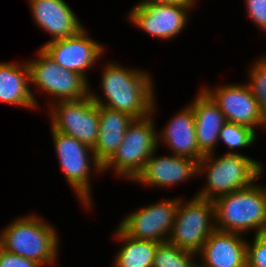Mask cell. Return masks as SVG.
Instances as JSON below:
<instances>
[{
  "label": "cell",
  "mask_w": 266,
  "mask_h": 267,
  "mask_svg": "<svg viewBox=\"0 0 266 267\" xmlns=\"http://www.w3.org/2000/svg\"><path fill=\"white\" fill-rule=\"evenodd\" d=\"M101 86L105 98L94 94L92 100L101 106L123 111L135 119H142L154 114L156 108L153 79L148 72L129 69L120 64L109 62L102 73Z\"/></svg>",
  "instance_id": "1"
},
{
  "label": "cell",
  "mask_w": 266,
  "mask_h": 267,
  "mask_svg": "<svg viewBox=\"0 0 266 267\" xmlns=\"http://www.w3.org/2000/svg\"><path fill=\"white\" fill-rule=\"evenodd\" d=\"M213 157V153L207 154L198 162V174L207 172V184L197 193V197L215 200L222 195L248 188L263 173L261 162L241 153H226L217 159Z\"/></svg>",
  "instance_id": "2"
},
{
  "label": "cell",
  "mask_w": 266,
  "mask_h": 267,
  "mask_svg": "<svg viewBox=\"0 0 266 267\" xmlns=\"http://www.w3.org/2000/svg\"><path fill=\"white\" fill-rule=\"evenodd\" d=\"M216 230L255 234L266 232V191L252 184L248 188L225 194L213 200Z\"/></svg>",
  "instance_id": "3"
},
{
  "label": "cell",
  "mask_w": 266,
  "mask_h": 267,
  "mask_svg": "<svg viewBox=\"0 0 266 267\" xmlns=\"http://www.w3.org/2000/svg\"><path fill=\"white\" fill-rule=\"evenodd\" d=\"M54 228L38 215L16 218L0 232V247L35 261L42 267L55 264L59 237Z\"/></svg>",
  "instance_id": "4"
},
{
  "label": "cell",
  "mask_w": 266,
  "mask_h": 267,
  "mask_svg": "<svg viewBox=\"0 0 266 267\" xmlns=\"http://www.w3.org/2000/svg\"><path fill=\"white\" fill-rule=\"evenodd\" d=\"M152 114L134 119L115 153L102 165L103 172L111 167L118 177L134 180L145 163L157 151L158 135Z\"/></svg>",
  "instance_id": "5"
},
{
  "label": "cell",
  "mask_w": 266,
  "mask_h": 267,
  "mask_svg": "<svg viewBox=\"0 0 266 267\" xmlns=\"http://www.w3.org/2000/svg\"><path fill=\"white\" fill-rule=\"evenodd\" d=\"M51 131L56 155L68 185L77 193V197L85 208H89L93 200L90 191V167L93 165L96 172L103 173L102 164L96 159L93 149L88 145L79 142L73 136L53 129Z\"/></svg>",
  "instance_id": "6"
},
{
  "label": "cell",
  "mask_w": 266,
  "mask_h": 267,
  "mask_svg": "<svg viewBox=\"0 0 266 267\" xmlns=\"http://www.w3.org/2000/svg\"><path fill=\"white\" fill-rule=\"evenodd\" d=\"M180 199L168 242L195 254L202 249L208 236L216 229L213 200L194 196L190 201ZM212 219V220H211Z\"/></svg>",
  "instance_id": "7"
},
{
  "label": "cell",
  "mask_w": 266,
  "mask_h": 267,
  "mask_svg": "<svg viewBox=\"0 0 266 267\" xmlns=\"http://www.w3.org/2000/svg\"><path fill=\"white\" fill-rule=\"evenodd\" d=\"M37 52L36 59L27 61L30 84L57 98L54 102L82 99L90 94L89 83L82 75L59 66L41 48Z\"/></svg>",
  "instance_id": "8"
},
{
  "label": "cell",
  "mask_w": 266,
  "mask_h": 267,
  "mask_svg": "<svg viewBox=\"0 0 266 267\" xmlns=\"http://www.w3.org/2000/svg\"><path fill=\"white\" fill-rule=\"evenodd\" d=\"M49 105L51 129L73 136L91 148L95 146L99 132V113L98 104L90 94L82 99L61 100Z\"/></svg>",
  "instance_id": "9"
},
{
  "label": "cell",
  "mask_w": 266,
  "mask_h": 267,
  "mask_svg": "<svg viewBox=\"0 0 266 267\" xmlns=\"http://www.w3.org/2000/svg\"><path fill=\"white\" fill-rule=\"evenodd\" d=\"M180 198L167 199L141 208L126 216L119 228L138 240L167 242L176 217Z\"/></svg>",
  "instance_id": "10"
},
{
  "label": "cell",
  "mask_w": 266,
  "mask_h": 267,
  "mask_svg": "<svg viewBox=\"0 0 266 267\" xmlns=\"http://www.w3.org/2000/svg\"><path fill=\"white\" fill-rule=\"evenodd\" d=\"M192 3H159L134 6L128 13L134 26L163 40L177 36L187 25Z\"/></svg>",
  "instance_id": "11"
},
{
  "label": "cell",
  "mask_w": 266,
  "mask_h": 267,
  "mask_svg": "<svg viewBox=\"0 0 266 267\" xmlns=\"http://www.w3.org/2000/svg\"><path fill=\"white\" fill-rule=\"evenodd\" d=\"M41 49L59 66L77 72L87 81L86 72L104 53V46L91 39L85 28L68 38L46 42Z\"/></svg>",
  "instance_id": "12"
},
{
  "label": "cell",
  "mask_w": 266,
  "mask_h": 267,
  "mask_svg": "<svg viewBox=\"0 0 266 267\" xmlns=\"http://www.w3.org/2000/svg\"><path fill=\"white\" fill-rule=\"evenodd\" d=\"M203 90L218 105L226 121L242 124L254 130L257 126H266V117L262 114L248 84L221 85L213 90L203 87Z\"/></svg>",
  "instance_id": "13"
},
{
  "label": "cell",
  "mask_w": 266,
  "mask_h": 267,
  "mask_svg": "<svg viewBox=\"0 0 266 267\" xmlns=\"http://www.w3.org/2000/svg\"><path fill=\"white\" fill-rule=\"evenodd\" d=\"M153 152L133 180L148 186L169 187L198 175V162L184 156H156Z\"/></svg>",
  "instance_id": "14"
},
{
  "label": "cell",
  "mask_w": 266,
  "mask_h": 267,
  "mask_svg": "<svg viewBox=\"0 0 266 267\" xmlns=\"http://www.w3.org/2000/svg\"><path fill=\"white\" fill-rule=\"evenodd\" d=\"M34 24L53 38L50 41L68 38L84 26L64 0H29Z\"/></svg>",
  "instance_id": "15"
},
{
  "label": "cell",
  "mask_w": 266,
  "mask_h": 267,
  "mask_svg": "<svg viewBox=\"0 0 266 267\" xmlns=\"http://www.w3.org/2000/svg\"><path fill=\"white\" fill-rule=\"evenodd\" d=\"M200 267H247V240L242 234L214 230L198 252Z\"/></svg>",
  "instance_id": "16"
},
{
  "label": "cell",
  "mask_w": 266,
  "mask_h": 267,
  "mask_svg": "<svg viewBox=\"0 0 266 267\" xmlns=\"http://www.w3.org/2000/svg\"><path fill=\"white\" fill-rule=\"evenodd\" d=\"M195 114L196 141L199 150L204 154L215 153L222 127L226 118L218 105L202 89L190 104Z\"/></svg>",
  "instance_id": "17"
},
{
  "label": "cell",
  "mask_w": 266,
  "mask_h": 267,
  "mask_svg": "<svg viewBox=\"0 0 266 267\" xmlns=\"http://www.w3.org/2000/svg\"><path fill=\"white\" fill-rule=\"evenodd\" d=\"M157 135L158 143L161 141L167 144L174 155L189 157L197 162L204 157L197 145L195 114L190 105L170 119Z\"/></svg>",
  "instance_id": "18"
},
{
  "label": "cell",
  "mask_w": 266,
  "mask_h": 267,
  "mask_svg": "<svg viewBox=\"0 0 266 267\" xmlns=\"http://www.w3.org/2000/svg\"><path fill=\"white\" fill-rule=\"evenodd\" d=\"M30 85L27 61L23 63L0 62V102L21 108H37L39 104Z\"/></svg>",
  "instance_id": "19"
},
{
  "label": "cell",
  "mask_w": 266,
  "mask_h": 267,
  "mask_svg": "<svg viewBox=\"0 0 266 267\" xmlns=\"http://www.w3.org/2000/svg\"><path fill=\"white\" fill-rule=\"evenodd\" d=\"M99 132L92 148L96 159L103 165L118 149L128 126L134 121L130 114L98 105Z\"/></svg>",
  "instance_id": "20"
},
{
  "label": "cell",
  "mask_w": 266,
  "mask_h": 267,
  "mask_svg": "<svg viewBox=\"0 0 266 267\" xmlns=\"http://www.w3.org/2000/svg\"><path fill=\"white\" fill-rule=\"evenodd\" d=\"M115 233L116 239L124 244L114 257V267H152L154 253L159 242L134 239L119 227Z\"/></svg>",
  "instance_id": "21"
},
{
  "label": "cell",
  "mask_w": 266,
  "mask_h": 267,
  "mask_svg": "<svg viewBox=\"0 0 266 267\" xmlns=\"http://www.w3.org/2000/svg\"><path fill=\"white\" fill-rule=\"evenodd\" d=\"M197 254L179 249L170 242L157 245L152 267H196Z\"/></svg>",
  "instance_id": "22"
},
{
  "label": "cell",
  "mask_w": 266,
  "mask_h": 267,
  "mask_svg": "<svg viewBox=\"0 0 266 267\" xmlns=\"http://www.w3.org/2000/svg\"><path fill=\"white\" fill-rule=\"evenodd\" d=\"M256 136L257 133L254 129L242 124L227 121L220 131L219 140L224 141L230 148L227 153H238L233 152V150L231 151V149L252 146L257 139Z\"/></svg>",
  "instance_id": "23"
},
{
  "label": "cell",
  "mask_w": 266,
  "mask_h": 267,
  "mask_svg": "<svg viewBox=\"0 0 266 267\" xmlns=\"http://www.w3.org/2000/svg\"><path fill=\"white\" fill-rule=\"evenodd\" d=\"M249 70L247 82L262 114L266 117V56L258 59Z\"/></svg>",
  "instance_id": "24"
},
{
  "label": "cell",
  "mask_w": 266,
  "mask_h": 267,
  "mask_svg": "<svg viewBox=\"0 0 266 267\" xmlns=\"http://www.w3.org/2000/svg\"><path fill=\"white\" fill-rule=\"evenodd\" d=\"M247 267H266V232L254 235L253 243L247 241Z\"/></svg>",
  "instance_id": "25"
},
{
  "label": "cell",
  "mask_w": 266,
  "mask_h": 267,
  "mask_svg": "<svg viewBox=\"0 0 266 267\" xmlns=\"http://www.w3.org/2000/svg\"><path fill=\"white\" fill-rule=\"evenodd\" d=\"M249 19L266 31V0H246Z\"/></svg>",
  "instance_id": "26"
},
{
  "label": "cell",
  "mask_w": 266,
  "mask_h": 267,
  "mask_svg": "<svg viewBox=\"0 0 266 267\" xmlns=\"http://www.w3.org/2000/svg\"><path fill=\"white\" fill-rule=\"evenodd\" d=\"M0 267H42L39 263L20 255L12 254L0 247Z\"/></svg>",
  "instance_id": "27"
},
{
  "label": "cell",
  "mask_w": 266,
  "mask_h": 267,
  "mask_svg": "<svg viewBox=\"0 0 266 267\" xmlns=\"http://www.w3.org/2000/svg\"><path fill=\"white\" fill-rule=\"evenodd\" d=\"M159 3H191L190 0H143L135 6H143L147 4H159Z\"/></svg>",
  "instance_id": "28"
},
{
  "label": "cell",
  "mask_w": 266,
  "mask_h": 267,
  "mask_svg": "<svg viewBox=\"0 0 266 267\" xmlns=\"http://www.w3.org/2000/svg\"><path fill=\"white\" fill-rule=\"evenodd\" d=\"M190 2L192 3V4H194V5H196V1L195 0H190Z\"/></svg>",
  "instance_id": "29"
}]
</instances>
